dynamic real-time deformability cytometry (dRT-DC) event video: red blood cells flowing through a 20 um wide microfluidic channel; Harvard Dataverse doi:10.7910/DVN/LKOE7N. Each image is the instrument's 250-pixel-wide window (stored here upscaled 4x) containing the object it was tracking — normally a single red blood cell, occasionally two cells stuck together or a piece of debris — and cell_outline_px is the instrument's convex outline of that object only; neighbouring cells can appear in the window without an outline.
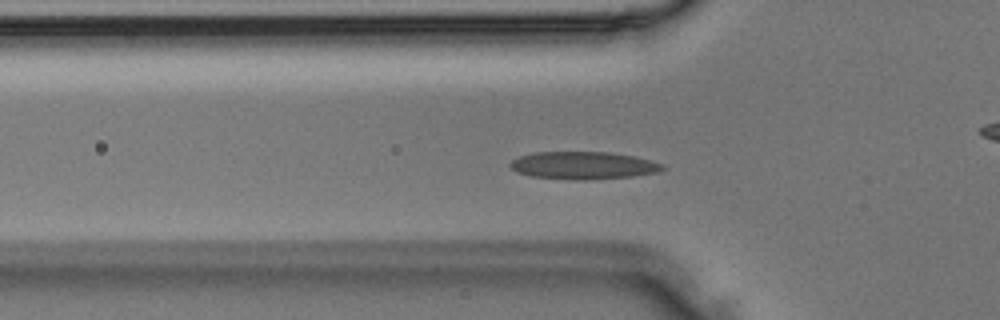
{"species": "Egyptian fruit bat (a non-hibernating species)", "species_latin": "Rousettus aegyptiacus", "temperature_condition": "room temperature", "stored_images_in_passage": 37, "camera_frame_rate_fps": 3000, "um_per_image_px": 0.085, "animal": {"sex": "male"}, "frame": {"image": 1, "passage_image": 11, "time_ms": 3.333, "image_size_px": [1000, 320], "cell_outline_px": [[668, 168], [660, 172], [632, 176], [584, 180], [576, 180], [532, 176], [520, 172], [512, 168], [508, 164], [512, 160], [520, 156], [536, 152], [608, 152], [636, 156], [652, 160], [664, 164]], "centroid_in_image_um": [49.67, 14.05], "position_along_channel_um": 76.1, "area_um2": 24.51}}
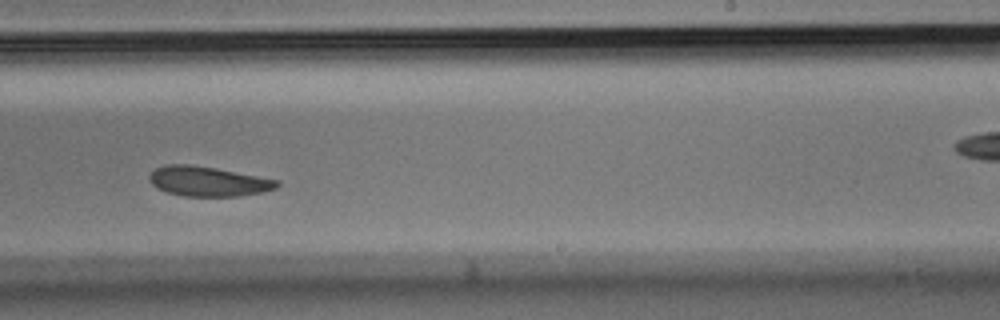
{"frame": {"image": 2, "passage_image": 22, "time_ms": 7.0, "image_size_px": [1000, 320], "cell_outline_px": [[280, 184], [276, 188], [260, 192], [240, 196], [184, 196], [168, 192], [156, 188], [148, 180], [148, 176], [156, 168], [168, 164], [192, 164], [216, 168], [280, 180]], "centroid_in_image_um": [17.68, 15.41], "position_along_channel_um": 271.3, "area_um2": 22.2}}
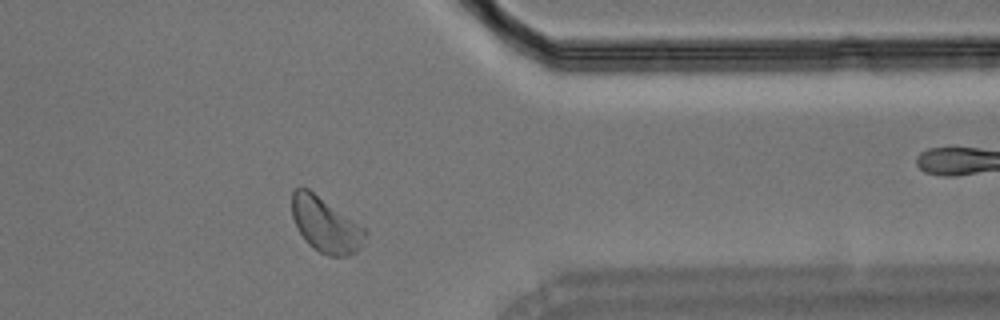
{"frame": {"image": 3, "passage_image": 29, "time_ms": 9.333, "image_size_px": [1000, 320], "cell_outline_px": [[368, 232], [360, 248], [356, 252], [348, 256], [328, 256], [312, 248], [304, 240], [292, 216], [292, 192], [296, 188], [308, 188], [364, 228]], "centroid_in_image_um": [27.67, 19.13], "position_along_channel_um": 383.7, "area_um2": 23.18}}